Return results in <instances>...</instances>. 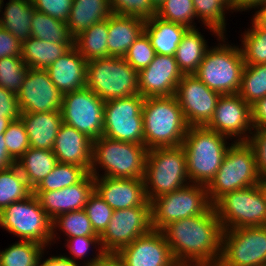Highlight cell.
I'll return each mask as SVG.
<instances>
[{"mask_svg": "<svg viewBox=\"0 0 266 266\" xmlns=\"http://www.w3.org/2000/svg\"><path fill=\"white\" fill-rule=\"evenodd\" d=\"M0 227L21 240L51 247L52 220L33 193L0 211Z\"/></svg>", "mask_w": 266, "mask_h": 266, "instance_id": "cell-9", "label": "cell"}, {"mask_svg": "<svg viewBox=\"0 0 266 266\" xmlns=\"http://www.w3.org/2000/svg\"><path fill=\"white\" fill-rule=\"evenodd\" d=\"M233 142L217 174L206 186L212 205L226 193L257 185L261 178L252 146L247 141Z\"/></svg>", "mask_w": 266, "mask_h": 266, "instance_id": "cell-7", "label": "cell"}, {"mask_svg": "<svg viewBox=\"0 0 266 266\" xmlns=\"http://www.w3.org/2000/svg\"><path fill=\"white\" fill-rule=\"evenodd\" d=\"M10 157L17 162L18 159L30 148L28 134L21 119L12 121L3 133Z\"/></svg>", "mask_w": 266, "mask_h": 266, "instance_id": "cell-46", "label": "cell"}, {"mask_svg": "<svg viewBox=\"0 0 266 266\" xmlns=\"http://www.w3.org/2000/svg\"><path fill=\"white\" fill-rule=\"evenodd\" d=\"M21 57H3L0 59V86L18 94L28 72Z\"/></svg>", "mask_w": 266, "mask_h": 266, "instance_id": "cell-43", "label": "cell"}, {"mask_svg": "<svg viewBox=\"0 0 266 266\" xmlns=\"http://www.w3.org/2000/svg\"><path fill=\"white\" fill-rule=\"evenodd\" d=\"M73 45L52 43L30 37L22 43L21 58L28 68L47 69Z\"/></svg>", "mask_w": 266, "mask_h": 266, "instance_id": "cell-31", "label": "cell"}, {"mask_svg": "<svg viewBox=\"0 0 266 266\" xmlns=\"http://www.w3.org/2000/svg\"><path fill=\"white\" fill-rule=\"evenodd\" d=\"M266 3V0H233V11L234 12H243V11H251V9H255L262 6Z\"/></svg>", "mask_w": 266, "mask_h": 266, "instance_id": "cell-55", "label": "cell"}, {"mask_svg": "<svg viewBox=\"0 0 266 266\" xmlns=\"http://www.w3.org/2000/svg\"><path fill=\"white\" fill-rule=\"evenodd\" d=\"M257 187L259 188L261 194L263 195L264 202L266 203V177H261L257 183Z\"/></svg>", "mask_w": 266, "mask_h": 266, "instance_id": "cell-59", "label": "cell"}, {"mask_svg": "<svg viewBox=\"0 0 266 266\" xmlns=\"http://www.w3.org/2000/svg\"><path fill=\"white\" fill-rule=\"evenodd\" d=\"M213 207L223 230L266 226V203L257 185L226 193Z\"/></svg>", "mask_w": 266, "mask_h": 266, "instance_id": "cell-11", "label": "cell"}, {"mask_svg": "<svg viewBox=\"0 0 266 266\" xmlns=\"http://www.w3.org/2000/svg\"><path fill=\"white\" fill-rule=\"evenodd\" d=\"M228 10L233 13V0H219Z\"/></svg>", "mask_w": 266, "mask_h": 266, "instance_id": "cell-62", "label": "cell"}, {"mask_svg": "<svg viewBox=\"0 0 266 266\" xmlns=\"http://www.w3.org/2000/svg\"><path fill=\"white\" fill-rule=\"evenodd\" d=\"M52 150L30 147L16 162L28 185L34 189L56 166Z\"/></svg>", "mask_w": 266, "mask_h": 266, "instance_id": "cell-32", "label": "cell"}, {"mask_svg": "<svg viewBox=\"0 0 266 266\" xmlns=\"http://www.w3.org/2000/svg\"><path fill=\"white\" fill-rule=\"evenodd\" d=\"M93 266H126L117 253H104Z\"/></svg>", "mask_w": 266, "mask_h": 266, "instance_id": "cell-57", "label": "cell"}, {"mask_svg": "<svg viewBox=\"0 0 266 266\" xmlns=\"http://www.w3.org/2000/svg\"><path fill=\"white\" fill-rule=\"evenodd\" d=\"M67 242L65 243L66 249L69 250L70 257L68 255L63 256L69 258L73 262H77L76 260L78 259H83L82 266H93L105 253L101 247L100 243V236H77V237H72V238H66L65 239ZM96 249L97 254L93 256L94 258L90 259L88 258L85 260V257L88 256L89 250H92L90 248L92 247ZM98 247V249L96 248ZM86 261V262H85Z\"/></svg>", "mask_w": 266, "mask_h": 266, "instance_id": "cell-44", "label": "cell"}, {"mask_svg": "<svg viewBox=\"0 0 266 266\" xmlns=\"http://www.w3.org/2000/svg\"><path fill=\"white\" fill-rule=\"evenodd\" d=\"M187 29L184 25L154 16L145 21L144 32L156 54L175 56L177 47Z\"/></svg>", "mask_w": 266, "mask_h": 266, "instance_id": "cell-29", "label": "cell"}, {"mask_svg": "<svg viewBox=\"0 0 266 266\" xmlns=\"http://www.w3.org/2000/svg\"><path fill=\"white\" fill-rule=\"evenodd\" d=\"M86 87L104 102L139 94L138 72L124 57H106L87 62Z\"/></svg>", "mask_w": 266, "mask_h": 266, "instance_id": "cell-8", "label": "cell"}, {"mask_svg": "<svg viewBox=\"0 0 266 266\" xmlns=\"http://www.w3.org/2000/svg\"><path fill=\"white\" fill-rule=\"evenodd\" d=\"M22 44L9 31L0 26V59L21 57Z\"/></svg>", "mask_w": 266, "mask_h": 266, "instance_id": "cell-52", "label": "cell"}, {"mask_svg": "<svg viewBox=\"0 0 266 266\" xmlns=\"http://www.w3.org/2000/svg\"><path fill=\"white\" fill-rule=\"evenodd\" d=\"M147 151L145 145L113 140L102 135L92 141L89 173L93 177L143 179ZM98 168L105 172L99 174Z\"/></svg>", "mask_w": 266, "mask_h": 266, "instance_id": "cell-4", "label": "cell"}, {"mask_svg": "<svg viewBox=\"0 0 266 266\" xmlns=\"http://www.w3.org/2000/svg\"><path fill=\"white\" fill-rule=\"evenodd\" d=\"M89 172L81 166L58 162L33 191H53L80 182Z\"/></svg>", "mask_w": 266, "mask_h": 266, "instance_id": "cell-38", "label": "cell"}, {"mask_svg": "<svg viewBox=\"0 0 266 266\" xmlns=\"http://www.w3.org/2000/svg\"><path fill=\"white\" fill-rule=\"evenodd\" d=\"M206 127L231 141H248L253 132L251 106L238 94L221 95Z\"/></svg>", "mask_w": 266, "mask_h": 266, "instance_id": "cell-17", "label": "cell"}, {"mask_svg": "<svg viewBox=\"0 0 266 266\" xmlns=\"http://www.w3.org/2000/svg\"><path fill=\"white\" fill-rule=\"evenodd\" d=\"M225 39L226 35L217 38L219 43L207 50L194 75L221 95L237 94L245 63L239 45H230Z\"/></svg>", "mask_w": 266, "mask_h": 266, "instance_id": "cell-6", "label": "cell"}, {"mask_svg": "<svg viewBox=\"0 0 266 266\" xmlns=\"http://www.w3.org/2000/svg\"><path fill=\"white\" fill-rule=\"evenodd\" d=\"M113 14L135 16L142 19L153 18L156 9L149 0H110Z\"/></svg>", "mask_w": 266, "mask_h": 266, "instance_id": "cell-48", "label": "cell"}, {"mask_svg": "<svg viewBox=\"0 0 266 266\" xmlns=\"http://www.w3.org/2000/svg\"><path fill=\"white\" fill-rule=\"evenodd\" d=\"M31 37L59 44H74L66 22L35 10L31 21Z\"/></svg>", "mask_w": 266, "mask_h": 266, "instance_id": "cell-34", "label": "cell"}, {"mask_svg": "<svg viewBox=\"0 0 266 266\" xmlns=\"http://www.w3.org/2000/svg\"><path fill=\"white\" fill-rule=\"evenodd\" d=\"M155 16L162 20L178 23L187 28H196V13L192 0H163Z\"/></svg>", "mask_w": 266, "mask_h": 266, "instance_id": "cell-42", "label": "cell"}, {"mask_svg": "<svg viewBox=\"0 0 266 266\" xmlns=\"http://www.w3.org/2000/svg\"><path fill=\"white\" fill-rule=\"evenodd\" d=\"M160 231L180 266L220 259L224 230L213 205L204 214L170 222Z\"/></svg>", "mask_w": 266, "mask_h": 266, "instance_id": "cell-1", "label": "cell"}, {"mask_svg": "<svg viewBox=\"0 0 266 266\" xmlns=\"http://www.w3.org/2000/svg\"><path fill=\"white\" fill-rule=\"evenodd\" d=\"M228 138L206 126L188 128L182 147L190 183L207 186L217 174L230 146Z\"/></svg>", "mask_w": 266, "mask_h": 266, "instance_id": "cell-3", "label": "cell"}, {"mask_svg": "<svg viewBox=\"0 0 266 266\" xmlns=\"http://www.w3.org/2000/svg\"><path fill=\"white\" fill-rule=\"evenodd\" d=\"M20 119L25 125L30 147L53 150L60 125L61 111L21 113Z\"/></svg>", "mask_w": 266, "mask_h": 266, "instance_id": "cell-26", "label": "cell"}, {"mask_svg": "<svg viewBox=\"0 0 266 266\" xmlns=\"http://www.w3.org/2000/svg\"><path fill=\"white\" fill-rule=\"evenodd\" d=\"M33 189L15 164L0 170V211L11 203L28 198Z\"/></svg>", "mask_w": 266, "mask_h": 266, "instance_id": "cell-35", "label": "cell"}, {"mask_svg": "<svg viewBox=\"0 0 266 266\" xmlns=\"http://www.w3.org/2000/svg\"><path fill=\"white\" fill-rule=\"evenodd\" d=\"M112 14L110 0H73L66 24L75 39L93 24L106 20Z\"/></svg>", "mask_w": 266, "mask_h": 266, "instance_id": "cell-27", "label": "cell"}, {"mask_svg": "<svg viewBox=\"0 0 266 266\" xmlns=\"http://www.w3.org/2000/svg\"><path fill=\"white\" fill-rule=\"evenodd\" d=\"M152 6L157 9L159 5L163 2V0H149Z\"/></svg>", "mask_w": 266, "mask_h": 266, "instance_id": "cell-63", "label": "cell"}, {"mask_svg": "<svg viewBox=\"0 0 266 266\" xmlns=\"http://www.w3.org/2000/svg\"><path fill=\"white\" fill-rule=\"evenodd\" d=\"M220 260L226 266H266V226L224 230Z\"/></svg>", "mask_w": 266, "mask_h": 266, "instance_id": "cell-13", "label": "cell"}, {"mask_svg": "<svg viewBox=\"0 0 266 266\" xmlns=\"http://www.w3.org/2000/svg\"><path fill=\"white\" fill-rule=\"evenodd\" d=\"M253 129H266V96L251 106Z\"/></svg>", "mask_w": 266, "mask_h": 266, "instance_id": "cell-53", "label": "cell"}, {"mask_svg": "<svg viewBox=\"0 0 266 266\" xmlns=\"http://www.w3.org/2000/svg\"><path fill=\"white\" fill-rule=\"evenodd\" d=\"M145 19L111 14L108 17V57H124L130 46L144 32Z\"/></svg>", "mask_w": 266, "mask_h": 266, "instance_id": "cell-25", "label": "cell"}, {"mask_svg": "<svg viewBox=\"0 0 266 266\" xmlns=\"http://www.w3.org/2000/svg\"><path fill=\"white\" fill-rule=\"evenodd\" d=\"M156 52L151 46V42L145 32L136 39V41L130 46L124 59L129 65L140 72L146 68L154 59Z\"/></svg>", "mask_w": 266, "mask_h": 266, "instance_id": "cell-47", "label": "cell"}, {"mask_svg": "<svg viewBox=\"0 0 266 266\" xmlns=\"http://www.w3.org/2000/svg\"><path fill=\"white\" fill-rule=\"evenodd\" d=\"M45 253L43 252L42 257L39 260V266H81V263L78 264V262H73L69 258L63 256V255H53L51 257H48L46 259H42Z\"/></svg>", "mask_w": 266, "mask_h": 266, "instance_id": "cell-54", "label": "cell"}, {"mask_svg": "<svg viewBox=\"0 0 266 266\" xmlns=\"http://www.w3.org/2000/svg\"><path fill=\"white\" fill-rule=\"evenodd\" d=\"M196 13V20L199 19L210 32L220 37L226 35V16L229 11L219 0H192ZM226 12V13H225Z\"/></svg>", "mask_w": 266, "mask_h": 266, "instance_id": "cell-40", "label": "cell"}, {"mask_svg": "<svg viewBox=\"0 0 266 266\" xmlns=\"http://www.w3.org/2000/svg\"><path fill=\"white\" fill-rule=\"evenodd\" d=\"M193 266H226V265L220 259H218L215 261L198 263V264H195Z\"/></svg>", "mask_w": 266, "mask_h": 266, "instance_id": "cell-61", "label": "cell"}, {"mask_svg": "<svg viewBox=\"0 0 266 266\" xmlns=\"http://www.w3.org/2000/svg\"><path fill=\"white\" fill-rule=\"evenodd\" d=\"M197 28H188L179 43L175 59L183 75L195 74L202 62L209 44Z\"/></svg>", "mask_w": 266, "mask_h": 266, "instance_id": "cell-30", "label": "cell"}, {"mask_svg": "<svg viewBox=\"0 0 266 266\" xmlns=\"http://www.w3.org/2000/svg\"><path fill=\"white\" fill-rule=\"evenodd\" d=\"M237 94L250 106L266 96V64L244 66Z\"/></svg>", "mask_w": 266, "mask_h": 266, "instance_id": "cell-39", "label": "cell"}, {"mask_svg": "<svg viewBox=\"0 0 266 266\" xmlns=\"http://www.w3.org/2000/svg\"><path fill=\"white\" fill-rule=\"evenodd\" d=\"M150 203L153 230H161L173 221L204 214L212 206L207 187L193 183L154 198Z\"/></svg>", "mask_w": 266, "mask_h": 266, "instance_id": "cell-10", "label": "cell"}, {"mask_svg": "<svg viewBox=\"0 0 266 266\" xmlns=\"http://www.w3.org/2000/svg\"><path fill=\"white\" fill-rule=\"evenodd\" d=\"M46 70L63 95L86 88L87 61L74 45Z\"/></svg>", "mask_w": 266, "mask_h": 266, "instance_id": "cell-24", "label": "cell"}, {"mask_svg": "<svg viewBox=\"0 0 266 266\" xmlns=\"http://www.w3.org/2000/svg\"><path fill=\"white\" fill-rule=\"evenodd\" d=\"M104 103L87 87L66 93L61 105L62 123L95 141L103 135Z\"/></svg>", "mask_w": 266, "mask_h": 266, "instance_id": "cell-14", "label": "cell"}, {"mask_svg": "<svg viewBox=\"0 0 266 266\" xmlns=\"http://www.w3.org/2000/svg\"><path fill=\"white\" fill-rule=\"evenodd\" d=\"M108 18L93 24L74 39L79 54L89 62L108 57Z\"/></svg>", "mask_w": 266, "mask_h": 266, "instance_id": "cell-33", "label": "cell"}, {"mask_svg": "<svg viewBox=\"0 0 266 266\" xmlns=\"http://www.w3.org/2000/svg\"><path fill=\"white\" fill-rule=\"evenodd\" d=\"M59 230H58V229ZM62 231L67 238L77 236H98L84 209L63 213L52 220L51 245L58 238L56 231ZM56 238V239H55Z\"/></svg>", "mask_w": 266, "mask_h": 266, "instance_id": "cell-37", "label": "cell"}, {"mask_svg": "<svg viewBox=\"0 0 266 266\" xmlns=\"http://www.w3.org/2000/svg\"><path fill=\"white\" fill-rule=\"evenodd\" d=\"M142 116L148 150L182 145L189 126L175 95L145 98Z\"/></svg>", "mask_w": 266, "mask_h": 266, "instance_id": "cell-2", "label": "cell"}, {"mask_svg": "<svg viewBox=\"0 0 266 266\" xmlns=\"http://www.w3.org/2000/svg\"><path fill=\"white\" fill-rule=\"evenodd\" d=\"M251 21L263 32L266 33V3L257 8Z\"/></svg>", "mask_w": 266, "mask_h": 266, "instance_id": "cell-58", "label": "cell"}, {"mask_svg": "<svg viewBox=\"0 0 266 266\" xmlns=\"http://www.w3.org/2000/svg\"><path fill=\"white\" fill-rule=\"evenodd\" d=\"M247 142L254 150L259 175L266 177V129H253Z\"/></svg>", "mask_w": 266, "mask_h": 266, "instance_id": "cell-50", "label": "cell"}, {"mask_svg": "<svg viewBox=\"0 0 266 266\" xmlns=\"http://www.w3.org/2000/svg\"><path fill=\"white\" fill-rule=\"evenodd\" d=\"M15 164L16 162L10 157L7 152L4 135L0 134V170L8 169Z\"/></svg>", "mask_w": 266, "mask_h": 266, "instance_id": "cell-56", "label": "cell"}, {"mask_svg": "<svg viewBox=\"0 0 266 266\" xmlns=\"http://www.w3.org/2000/svg\"><path fill=\"white\" fill-rule=\"evenodd\" d=\"M35 10L45 13L57 20L66 22L72 8L73 0H31Z\"/></svg>", "mask_w": 266, "mask_h": 266, "instance_id": "cell-49", "label": "cell"}, {"mask_svg": "<svg viewBox=\"0 0 266 266\" xmlns=\"http://www.w3.org/2000/svg\"><path fill=\"white\" fill-rule=\"evenodd\" d=\"M34 11L31 0H9L6 4L4 0H1L0 26L9 31L22 44L31 37L30 28Z\"/></svg>", "mask_w": 266, "mask_h": 266, "instance_id": "cell-28", "label": "cell"}, {"mask_svg": "<svg viewBox=\"0 0 266 266\" xmlns=\"http://www.w3.org/2000/svg\"><path fill=\"white\" fill-rule=\"evenodd\" d=\"M84 211L95 233L101 236L107 229L114 210L94 190L88 197Z\"/></svg>", "mask_w": 266, "mask_h": 266, "instance_id": "cell-45", "label": "cell"}, {"mask_svg": "<svg viewBox=\"0 0 266 266\" xmlns=\"http://www.w3.org/2000/svg\"><path fill=\"white\" fill-rule=\"evenodd\" d=\"M117 254L126 266H180L160 230L134 239Z\"/></svg>", "mask_w": 266, "mask_h": 266, "instance_id": "cell-20", "label": "cell"}, {"mask_svg": "<svg viewBox=\"0 0 266 266\" xmlns=\"http://www.w3.org/2000/svg\"><path fill=\"white\" fill-rule=\"evenodd\" d=\"M143 181L149 202L189 184L186 154L183 147L149 149Z\"/></svg>", "mask_w": 266, "mask_h": 266, "instance_id": "cell-5", "label": "cell"}, {"mask_svg": "<svg viewBox=\"0 0 266 266\" xmlns=\"http://www.w3.org/2000/svg\"><path fill=\"white\" fill-rule=\"evenodd\" d=\"M93 191L94 177L88 173L80 182L69 187L53 191H33V194L53 220L63 213L84 209Z\"/></svg>", "mask_w": 266, "mask_h": 266, "instance_id": "cell-22", "label": "cell"}, {"mask_svg": "<svg viewBox=\"0 0 266 266\" xmlns=\"http://www.w3.org/2000/svg\"><path fill=\"white\" fill-rule=\"evenodd\" d=\"M46 248L40 243L20 239L0 250V266H39V260Z\"/></svg>", "mask_w": 266, "mask_h": 266, "instance_id": "cell-36", "label": "cell"}, {"mask_svg": "<svg viewBox=\"0 0 266 266\" xmlns=\"http://www.w3.org/2000/svg\"><path fill=\"white\" fill-rule=\"evenodd\" d=\"M151 230V207L114 210L107 229L100 236L101 247L105 253H117Z\"/></svg>", "mask_w": 266, "mask_h": 266, "instance_id": "cell-15", "label": "cell"}, {"mask_svg": "<svg viewBox=\"0 0 266 266\" xmlns=\"http://www.w3.org/2000/svg\"><path fill=\"white\" fill-rule=\"evenodd\" d=\"M17 99L21 113L55 112L61 111L63 94L46 69L29 68Z\"/></svg>", "mask_w": 266, "mask_h": 266, "instance_id": "cell-18", "label": "cell"}, {"mask_svg": "<svg viewBox=\"0 0 266 266\" xmlns=\"http://www.w3.org/2000/svg\"><path fill=\"white\" fill-rule=\"evenodd\" d=\"M145 98L140 94L112 99L104 103L103 136L144 145L142 108Z\"/></svg>", "mask_w": 266, "mask_h": 266, "instance_id": "cell-12", "label": "cell"}, {"mask_svg": "<svg viewBox=\"0 0 266 266\" xmlns=\"http://www.w3.org/2000/svg\"><path fill=\"white\" fill-rule=\"evenodd\" d=\"M12 121L9 118H5L4 116L0 115V134H3L6 129L8 128V125L11 123Z\"/></svg>", "mask_w": 266, "mask_h": 266, "instance_id": "cell-60", "label": "cell"}, {"mask_svg": "<svg viewBox=\"0 0 266 266\" xmlns=\"http://www.w3.org/2000/svg\"><path fill=\"white\" fill-rule=\"evenodd\" d=\"M175 96L189 127L206 126L213 116L221 94L208 88L194 74L183 75Z\"/></svg>", "mask_w": 266, "mask_h": 266, "instance_id": "cell-16", "label": "cell"}, {"mask_svg": "<svg viewBox=\"0 0 266 266\" xmlns=\"http://www.w3.org/2000/svg\"><path fill=\"white\" fill-rule=\"evenodd\" d=\"M182 76L175 56L156 54L153 61L138 72L139 94L144 98L173 96Z\"/></svg>", "mask_w": 266, "mask_h": 266, "instance_id": "cell-19", "label": "cell"}, {"mask_svg": "<svg viewBox=\"0 0 266 266\" xmlns=\"http://www.w3.org/2000/svg\"><path fill=\"white\" fill-rule=\"evenodd\" d=\"M0 115L11 121L20 119L17 95L0 86Z\"/></svg>", "mask_w": 266, "mask_h": 266, "instance_id": "cell-51", "label": "cell"}, {"mask_svg": "<svg viewBox=\"0 0 266 266\" xmlns=\"http://www.w3.org/2000/svg\"><path fill=\"white\" fill-rule=\"evenodd\" d=\"M52 151L58 162L78 165L90 172L92 140L74 127L60 125Z\"/></svg>", "mask_w": 266, "mask_h": 266, "instance_id": "cell-23", "label": "cell"}, {"mask_svg": "<svg viewBox=\"0 0 266 266\" xmlns=\"http://www.w3.org/2000/svg\"><path fill=\"white\" fill-rule=\"evenodd\" d=\"M94 190L113 210L151 207L143 179L94 177Z\"/></svg>", "mask_w": 266, "mask_h": 266, "instance_id": "cell-21", "label": "cell"}, {"mask_svg": "<svg viewBox=\"0 0 266 266\" xmlns=\"http://www.w3.org/2000/svg\"><path fill=\"white\" fill-rule=\"evenodd\" d=\"M251 29L241 34V52L245 65L266 64V33L253 22Z\"/></svg>", "mask_w": 266, "mask_h": 266, "instance_id": "cell-41", "label": "cell"}]
</instances>
